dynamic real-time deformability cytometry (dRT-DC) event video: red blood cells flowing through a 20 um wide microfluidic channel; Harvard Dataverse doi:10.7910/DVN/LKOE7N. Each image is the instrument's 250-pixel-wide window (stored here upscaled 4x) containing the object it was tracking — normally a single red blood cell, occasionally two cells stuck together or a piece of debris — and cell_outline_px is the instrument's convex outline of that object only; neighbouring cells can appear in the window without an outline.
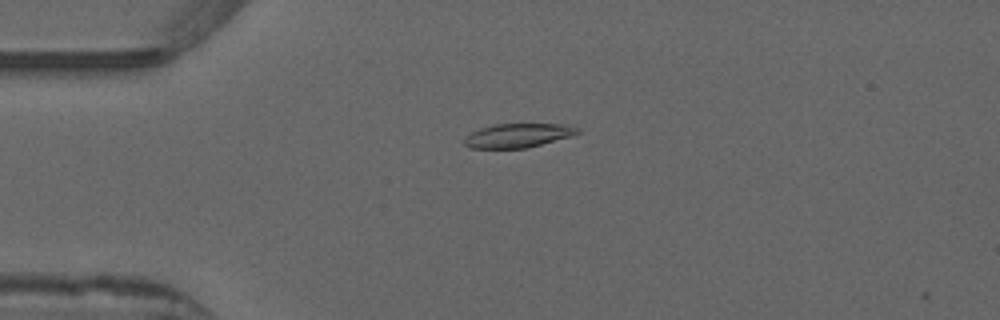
{"species": "common noctule bat (a hibernating species)", "species_latin": "Nyctalus noctula", "temperature_condition": "warm", "stored_images_in_passage": 3, "camera_frame_rate_fps": 3000, "um_per_image_px": 0.085, "animal": {"sex": "male", "forearm_length_mm": 52.5}, "frame": {"image": 1, "passage_image": 2, "time_ms": 0.333, "image_size_px": [1000, 320], "cell_outline_px": [[580, 132], [572, 136], [528, 148], [468, 148], [464, 144], [464, 136], [480, 128], [496, 124], [564, 124], [580, 128]], "centroid_in_image_um": [44.03, 11.52], "position_along_channel_um": 41.0, "area_um2": 15.95}}